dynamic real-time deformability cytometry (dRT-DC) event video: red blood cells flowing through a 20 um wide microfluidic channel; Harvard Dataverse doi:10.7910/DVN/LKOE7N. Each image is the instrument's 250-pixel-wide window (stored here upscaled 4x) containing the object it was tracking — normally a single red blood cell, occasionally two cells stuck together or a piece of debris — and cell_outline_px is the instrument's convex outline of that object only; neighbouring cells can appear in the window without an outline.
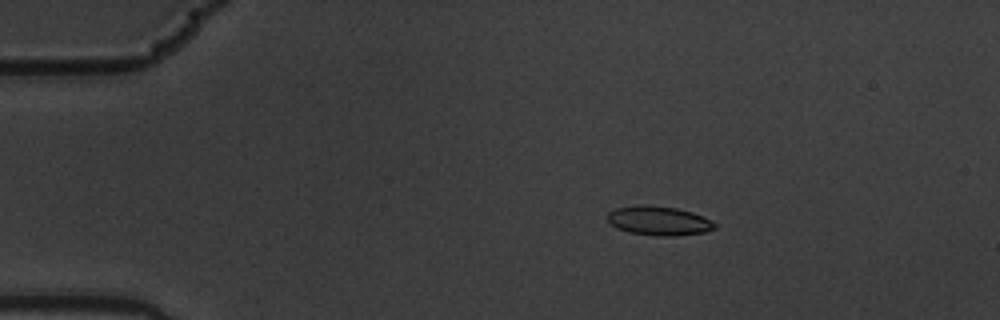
{"species": "common noctule bat (a hibernating species)", "species_latin": "Nyctalus noctula", "temperature_condition": "warm", "stored_images_in_passage": 5, "camera_frame_rate_fps": 3000, "um_per_image_px": 0.085, "animal": {"sex": "male", "body_mass_g": 19.5, "forearm_length_mm": 54.6}, "frame": {"image": 1, "passage_image": 3, "time_ms": 0.667, "image_size_px": [1000, 320], "cell_outline_px": [[716, 228], [704, 232], [676, 236], [656, 236], [628, 232], [616, 228], [608, 224], [608, 212], [616, 208], [640, 204], [644, 204], [676, 208], [692, 212], [716, 224]], "centroid_in_image_um": [55.94, 18.77], "position_along_channel_um": 29.1, "area_um2": 18.26}}